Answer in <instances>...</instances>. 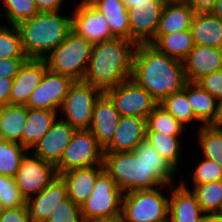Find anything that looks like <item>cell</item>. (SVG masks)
I'll return each mask as SVG.
<instances>
[{"label":"cell","instance_id":"bcb514c9","mask_svg":"<svg viewBox=\"0 0 222 222\" xmlns=\"http://www.w3.org/2000/svg\"><path fill=\"white\" fill-rule=\"evenodd\" d=\"M13 86L12 79L0 78V103L2 105L10 104V95Z\"/></svg>","mask_w":222,"mask_h":222},{"label":"cell","instance_id":"4316f807","mask_svg":"<svg viewBox=\"0 0 222 222\" xmlns=\"http://www.w3.org/2000/svg\"><path fill=\"white\" fill-rule=\"evenodd\" d=\"M194 15L195 11L189 4L165 3L155 35L189 30Z\"/></svg>","mask_w":222,"mask_h":222},{"label":"cell","instance_id":"816d5d0a","mask_svg":"<svg viewBox=\"0 0 222 222\" xmlns=\"http://www.w3.org/2000/svg\"><path fill=\"white\" fill-rule=\"evenodd\" d=\"M74 4H78V5H84V6H92L93 4H95L98 0H74Z\"/></svg>","mask_w":222,"mask_h":222},{"label":"cell","instance_id":"f907efd6","mask_svg":"<svg viewBox=\"0 0 222 222\" xmlns=\"http://www.w3.org/2000/svg\"><path fill=\"white\" fill-rule=\"evenodd\" d=\"M210 12L222 19V0H216L215 6Z\"/></svg>","mask_w":222,"mask_h":222},{"label":"cell","instance_id":"60d3db41","mask_svg":"<svg viewBox=\"0 0 222 222\" xmlns=\"http://www.w3.org/2000/svg\"><path fill=\"white\" fill-rule=\"evenodd\" d=\"M46 222H85L79 205L69 197L59 202Z\"/></svg>","mask_w":222,"mask_h":222},{"label":"cell","instance_id":"cb8c5ba5","mask_svg":"<svg viewBox=\"0 0 222 222\" xmlns=\"http://www.w3.org/2000/svg\"><path fill=\"white\" fill-rule=\"evenodd\" d=\"M194 45L222 49V19L211 12H198L190 27Z\"/></svg>","mask_w":222,"mask_h":222},{"label":"cell","instance_id":"6da1fadb","mask_svg":"<svg viewBox=\"0 0 222 222\" xmlns=\"http://www.w3.org/2000/svg\"><path fill=\"white\" fill-rule=\"evenodd\" d=\"M131 79L158 104L170 94L183 90L188 82L183 63L160 52L150 43L136 45Z\"/></svg>","mask_w":222,"mask_h":222},{"label":"cell","instance_id":"d6986e66","mask_svg":"<svg viewBox=\"0 0 222 222\" xmlns=\"http://www.w3.org/2000/svg\"><path fill=\"white\" fill-rule=\"evenodd\" d=\"M188 82H197L203 76L222 70V49L194 45L182 61Z\"/></svg>","mask_w":222,"mask_h":222},{"label":"cell","instance_id":"2e32d148","mask_svg":"<svg viewBox=\"0 0 222 222\" xmlns=\"http://www.w3.org/2000/svg\"><path fill=\"white\" fill-rule=\"evenodd\" d=\"M120 117L114 103L102 93L95 101L89 130L103 149L113 140Z\"/></svg>","mask_w":222,"mask_h":222},{"label":"cell","instance_id":"681fc988","mask_svg":"<svg viewBox=\"0 0 222 222\" xmlns=\"http://www.w3.org/2000/svg\"><path fill=\"white\" fill-rule=\"evenodd\" d=\"M125 7L128 9L132 8L134 4L142 2H165L164 0H122Z\"/></svg>","mask_w":222,"mask_h":222},{"label":"cell","instance_id":"9c48e42d","mask_svg":"<svg viewBox=\"0 0 222 222\" xmlns=\"http://www.w3.org/2000/svg\"><path fill=\"white\" fill-rule=\"evenodd\" d=\"M104 149L89 129H78L55 165L58 175L72 169L103 165Z\"/></svg>","mask_w":222,"mask_h":222},{"label":"cell","instance_id":"f35d334b","mask_svg":"<svg viewBox=\"0 0 222 222\" xmlns=\"http://www.w3.org/2000/svg\"><path fill=\"white\" fill-rule=\"evenodd\" d=\"M14 177L0 175V208H18L26 205Z\"/></svg>","mask_w":222,"mask_h":222},{"label":"cell","instance_id":"11a10c76","mask_svg":"<svg viewBox=\"0 0 222 222\" xmlns=\"http://www.w3.org/2000/svg\"><path fill=\"white\" fill-rule=\"evenodd\" d=\"M220 125H222V100L220 101Z\"/></svg>","mask_w":222,"mask_h":222},{"label":"cell","instance_id":"7c38bea8","mask_svg":"<svg viewBox=\"0 0 222 222\" xmlns=\"http://www.w3.org/2000/svg\"><path fill=\"white\" fill-rule=\"evenodd\" d=\"M73 83L71 78L47 68L39 85L31 93L26 107L59 112Z\"/></svg>","mask_w":222,"mask_h":222},{"label":"cell","instance_id":"44dd1931","mask_svg":"<svg viewBox=\"0 0 222 222\" xmlns=\"http://www.w3.org/2000/svg\"><path fill=\"white\" fill-rule=\"evenodd\" d=\"M146 119L135 116H121L111 143L104 152L133 151L146 140Z\"/></svg>","mask_w":222,"mask_h":222},{"label":"cell","instance_id":"9a60e30c","mask_svg":"<svg viewBox=\"0 0 222 222\" xmlns=\"http://www.w3.org/2000/svg\"><path fill=\"white\" fill-rule=\"evenodd\" d=\"M76 130L68 122L58 117L51 129L29 151L56 165Z\"/></svg>","mask_w":222,"mask_h":222},{"label":"cell","instance_id":"f6af8a7d","mask_svg":"<svg viewBox=\"0 0 222 222\" xmlns=\"http://www.w3.org/2000/svg\"><path fill=\"white\" fill-rule=\"evenodd\" d=\"M39 12H56L61 11L65 1L71 0H34Z\"/></svg>","mask_w":222,"mask_h":222},{"label":"cell","instance_id":"3957f363","mask_svg":"<svg viewBox=\"0 0 222 222\" xmlns=\"http://www.w3.org/2000/svg\"><path fill=\"white\" fill-rule=\"evenodd\" d=\"M62 14L61 11L39 12L17 25L28 58L44 59L66 40L72 31V16Z\"/></svg>","mask_w":222,"mask_h":222},{"label":"cell","instance_id":"db71d44e","mask_svg":"<svg viewBox=\"0 0 222 222\" xmlns=\"http://www.w3.org/2000/svg\"><path fill=\"white\" fill-rule=\"evenodd\" d=\"M94 222H123L121 217H118L116 219H110V220H98V221H94Z\"/></svg>","mask_w":222,"mask_h":222},{"label":"cell","instance_id":"74e56055","mask_svg":"<svg viewBox=\"0 0 222 222\" xmlns=\"http://www.w3.org/2000/svg\"><path fill=\"white\" fill-rule=\"evenodd\" d=\"M8 25H18L39 13L34 0H0Z\"/></svg>","mask_w":222,"mask_h":222},{"label":"cell","instance_id":"484cf974","mask_svg":"<svg viewBox=\"0 0 222 222\" xmlns=\"http://www.w3.org/2000/svg\"><path fill=\"white\" fill-rule=\"evenodd\" d=\"M59 112L28 108L27 121L22 132V146L30 150L52 127Z\"/></svg>","mask_w":222,"mask_h":222},{"label":"cell","instance_id":"7a4b0ae2","mask_svg":"<svg viewBox=\"0 0 222 222\" xmlns=\"http://www.w3.org/2000/svg\"><path fill=\"white\" fill-rule=\"evenodd\" d=\"M136 45L134 41L122 37L93 44L83 81L105 93L130 79Z\"/></svg>","mask_w":222,"mask_h":222},{"label":"cell","instance_id":"8992f818","mask_svg":"<svg viewBox=\"0 0 222 222\" xmlns=\"http://www.w3.org/2000/svg\"><path fill=\"white\" fill-rule=\"evenodd\" d=\"M93 44L71 31L66 40L45 58L47 68L53 72L83 81L89 65Z\"/></svg>","mask_w":222,"mask_h":222},{"label":"cell","instance_id":"ba28073f","mask_svg":"<svg viewBox=\"0 0 222 222\" xmlns=\"http://www.w3.org/2000/svg\"><path fill=\"white\" fill-rule=\"evenodd\" d=\"M100 90L85 81H74L59 111V117L78 129H89ZM63 116V117H62Z\"/></svg>","mask_w":222,"mask_h":222},{"label":"cell","instance_id":"603a6c76","mask_svg":"<svg viewBox=\"0 0 222 222\" xmlns=\"http://www.w3.org/2000/svg\"><path fill=\"white\" fill-rule=\"evenodd\" d=\"M104 170L103 165L72 169L59 174L66 183L68 197L77 205L89 198L97 176Z\"/></svg>","mask_w":222,"mask_h":222},{"label":"cell","instance_id":"4fadbf2b","mask_svg":"<svg viewBox=\"0 0 222 222\" xmlns=\"http://www.w3.org/2000/svg\"><path fill=\"white\" fill-rule=\"evenodd\" d=\"M72 31L92 44L115 36L111 33L105 17L93 6L72 4Z\"/></svg>","mask_w":222,"mask_h":222},{"label":"cell","instance_id":"d6a6232c","mask_svg":"<svg viewBox=\"0 0 222 222\" xmlns=\"http://www.w3.org/2000/svg\"><path fill=\"white\" fill-rule=\"evenodd\" d=\"M180 181L195 194L204 214H222V180L194 187H190L191 185L189 184L187 185L188 181L186 179L185 182L183 180Z\"/></svg>","mask_w":222,"mask_h":222},{"label":"cell","instance_id":"f1b7e54d","mask_svg":"<svg viewBox=\"0 0 222 222\" xmlns=\"http://www.w3.org/2000/svg\"><path fill=\"white\" fill-rule=\"evenodd\" d=\"M149 43L156 47L160 52L181 62L194 48L190 29L165 35H155Z\"/></svg>","mask_w":222,"mask_h":222},{"label":"cell","instance_id":"f5cc1de1","mask_svg":"<svg viewBox=\"0 0 222 222\" xmlns=\"http://www.w3.org/2000/svg\"><path fill=\"white\" fill-rule=\"evenodd\" d=\"M165 3H171V4H188L189 0H164Z\"/></svg>","mask_w":222,"mask_h":222},{"label":"cell","instance_id":"1f68e13d","mask_svg":"<svg viewBox=\"0 0 222 222\" xmlns=\"http://www.w3.org/2000/svg\"><path fill=\"white\" fill-rule=\"evenodd\" d=\"M196 129L197 137L194 140H198L199 154L222 167V125L196 126Z\"/></svg>","mask_w":222,"mask_h":222},{"label":"cell","instance_id":"c3c4849f","mask_svg":"<svg viewBox=\"0 0 222 222\" xmlns=\"http://www.w3.org/2000/svg\"><path fill=\"white\" fill-rule=\"evenodd\" d=\"M201 222H222V214H204Z\"/></svg>","mask_w":222,"mask_h":222},{"label":"cell","instance_id":"e575fe53","mask_svg":"<svg viewBox=\"0 0 222 222\" xmlns=\"http://www.w3.org/2000/svg\"><path fill=\"white\" fill-rule=\"evenodd\" d=\"M146 131H158L171 136H183L186 128L158 104L146 118Z\"/></svg>","mask_w":222,"mask_h":222},{"label":"cell","instance_id":"ac0fdd59","mask_svg":"<svg viewBox=\"0 0 222 222\" xmlns=\"http://www.w3.org/2000/svg\"><path fill=\"white\" fill-rule=\"evenodd\" d=\"M168 222H201L204 213L192 192L182 183L170 185Z\"/></svg>","mask_w":222,"mask_h":222},{"label":"cell","instance_id":"7402d4cb","mask_svg":"<svg viewBox=\"0 0 222 222\" xmlns=\"http://www.w3.org/2000/svg\"><path fill=\"white\" fill-rule=\"evenodd\" d=\"M187 97L201 126L220 125V102L196 82H187Z\"/></svg>","mask_w":222,"mask_h":222},{"label":"cell","instance_id":"8fae6325","mask_svg":"<svg viewBox=\"0 0 222 222\" xmlns=\"http://www.w3.org/2000/svg\"><path fill=\"white\" fill-rule=\"evenodd\" d=\"M57 175L55 164L28 151L21 160L20 168L14 176V180L19 191L27 200L45 189Z\"/></svg>","mask_w":222,"mask_h":222},{"label":"cell","instance_id":"4dcf8cb0","mask_svg":"<svg viewBox=\"0 0 222 222\" xmlns=\"http://www.w3.org/2000/svg\"><path fill=\"white\" fill-rule=\"evenodd\" d=\"M146 140L161 154V156L178 172L182 151V136H171L158 131H146Z\"/></svg>","mask_w":222,"mask_h":222},{"label":"cell","instance_id":"8d00e7d4","mask_svg":"<svg viewBox=\"0 0 222 222\" xmlns=\"http://www.w3.org/2000/svg\"><path fill=\"white\" fill-rule=\"evenodd\" d=\"M0 59H28L16 25L0 23Z\"/></svg>","mask_w":222,"mask_h":222},{"label":"cell","instance_id":"7dc6e473","mask_svg":"<svg viewBox=\"0 0 222 222\" xmlns=\"http://www.w3.org/2000/svg\"><path fill=\"white\" fill-rule=\"evenodd\" d=\"M216 0H189V5L194 9L195 13L210 12L215 6Z\"/></svg>","mask_w":222,"mask_h":222},{"label":"cell","instance_id":"83f0119b","mask_svg":"<svg viewBox=\"0 0 222 222\" xmlns=\"http://www.w3.org/2000/svg\"><path fill=\"white\" fill-rule=\"evenodd\" d=\"M92 6L105 17L115 37L130 40L129 14L122 0H98Z\"/></svg>","mask_w":222,"mask_h":222},{"label":"cell","instance_id":"30bf717a","mask_svg":"<svg viewBox=\"0 0 222 222\" xmlns=\"http://www.w3.org/2000/svg\"><path fill=\"white\" fill-rule=\"evenodd\" d=\"M121 116L147 118L158 102L131 78L105 92Z\"/></svg>","mask_w":222,"mask_h":222},{"label":"cell","instance_id":"52a82bcc","mask_svg":"<svg viewBox=\"0 0 222 222\" xmlns=\"http://www.w3.org/2000/svg\"><path fill=\"white\" fill-rule=\"evenodd\" d=\"M122 197L123 191L103 170L96 178L91 195L80 207L84 221L94 222L121 217Z\"/></svg>","mask_w":222,"mask_h":222},{"label":"cell","instance_id":"d4e9b609","mask_svg":"<svg viewBox=\"0 0 222 222\" xmlns=\"http://www.w3.org/2000/svg\"><path fill=\"white\" fill-rule=\"evenodd\" d=\"M133 151L138 157H142L147 164L148 171L161 185L176 184L175 176L178 172L147 140L140 142Z\"/></svg>","mask_w":222,"mask_h":222},{"label":"cell","instance_id":"5bb4252c","mask_svg":"<svg viewBox=\"0 0 222 222\" xmlns=\"http://www.w3.org/2000/svg\"><path fill=\"white\" fill-rule=\"evenodd\" d=\"M165 2H142L128 9L130 40L149 43L155 36Z\"/></svg>","mask_w":222,"mask_h":222},{"label":"cell","instance_id":"f546056e","mask_svg":"<svg viewBox=\"0 0 222 222\" xmlns=\"http://www.w3.org/2000/svg\"><path fill=\"white\" fill-rule=\"evenodd\" d=\"M28 108L19 105H3L0 112V139L22 145V132L27 121Z\"/></svg>","mask_w":222,"mask_h":222},{"label":"cell","instance_id":"d590c367","mask_svg":"<svg viewBox=\"0 0 222 222\" xmlns=\"http://www.w3.org/2000/svg\"><path fill=\"white\" fill-rule=\"evenodd\" d=\"M28 151L20 143L0 139V175L14 177Z\"/></svg>","mask_w":222,"mask_h":222},{"label":"cell","instance_id":"5b68a950","mask_svg":"<svg viewBox=\"0 0 222 222\" xmlns=\"http://www.w3.org/2000/svg\"><path fill=\"white\" fill-rule=\"evenodd\" d=\"M169 189L170 185H161L157 188L123 193L122 221L168 222ZM164 190L168 192H163Z\"/></svg>","mask_w":222,"mask_h":222},{"label":"cell","instance_id":"e0dca14e","mask_svg":"<svg viewBox=\"0 0 222 222\" xmlns=\"http://www.w3.org/2000/svg\"><path fill=\"white\" fill-rule=\"evenodd\" d=\"M46 69L47 65L44 59L28 58L23 62L13 79L10 104L26 106L31 93L39 85Z\"/></svg>","mask_w":222,"mask_h":222},{"label":"cell","instance_id":"277c9868","mask_svg":"<svg viewBox=\"0 0 222 222\" xmlns=\"http://www.w3.org/2000/svg\"><path fill=\"white\" fill-rule=\"evenodd\" d=\"M103 167L123 193L161 186L134 151L104 152Z\"/></svg>","mask_w":222,"mask_h":222},{"label":"cell","instance_id":"ee69618b","mask_svg":"<svg viewBox=\"0 0 222 222\" xmlns=\"http://www.w3.org/2000/svg\"><path fill=\"white\" fill-rule=\"evenodd\" d=\"M27 59H0V78L14 79Z\"/></svg>","mask_w":222,"mask_h":222},{"label":"cell","instance_id":"b9f144b4","mask_svg":"<svg viewBox=\"0 0 222 222\" xmlns=\"http://www.w3.org/2000/svg\"><path fill=\"white\" fill-rule=\"evenodd\" d=\"M219 102L222 100V70L203 76L196 82Z\"/></svg>","mask_w":222,"mask_h":222},{"label":"cell","instance_id":"ffe728a7","mask_svg":"<svg viewBox=\"0 0 222 222\" xmlns=\"http://www.w3.org/2000/svg\"><path fill=\"white\" fill-rule=\"evenodd\" d=\"M68 197L67 186L60 175L41 192L26 201L32 222H46L51 211Z\"/></svg>","mask_w":222,"mask_h":222},{"label":"cell","instance_id":"ab89813d","mask_svg":"<svg viewBox=\"0 0 222 222\" xmlns=\"http://www.w3.org/2000/svg\"><path fill=\"white\" fill-rule=\"evenodd\" d=\"M201 158L198 164L192 167L195 168L191 172L192 177L190 179L193 181L192 186L222 180V167L214 161L204 157Z\"/></svg>","mask_w":222,"mask_h":222},{"label":"cell","instance_id":"7bdbcfd3","mask_svg":"<svg viewBox=\"0 0 222 222\" xmlns=\"http://www.w3.org/2000/svg\"><path fill=\"white\" fill-rule=\"evenodd\" d=\"M0 222H32L27 204L18 208L2 209Z\"/></svg>","mask_w":222,"mask_h":222},{"label":"cell","instance_id":"836d02e7","mask_svg":"<svg viewBox=\"0 0 222 222\" xmlns=\"http://www.w3.org/2000/svg\"><path fill=\"white\" fill-rule=\"evenodd\" d=\"M160 105L176 118L185 128L189 125L197 124L194 112L189 104L187 97V83L184 89L167 96ZM194 122V123H193Z\"/></svg>","mask_w":222,"mask_h":222}]
</instances>
